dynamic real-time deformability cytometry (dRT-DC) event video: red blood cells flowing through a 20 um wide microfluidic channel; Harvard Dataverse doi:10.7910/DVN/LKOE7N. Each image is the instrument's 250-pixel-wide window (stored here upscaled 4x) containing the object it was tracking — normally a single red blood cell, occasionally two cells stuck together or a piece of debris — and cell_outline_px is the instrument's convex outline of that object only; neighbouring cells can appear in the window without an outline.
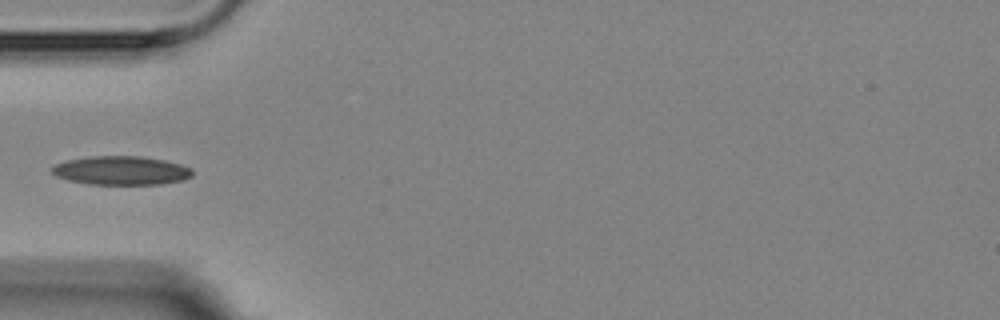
{"species": "Egyptian fruit bat (a non-hibernating species)", "species_latin": "Rousettus aegyptiacus", "temperature_condition": "room temperature", "stored_images_in_passage": 8, "camera_frame_rate_fps": 3000, "um_per_image_px": 0.085, "animal": {"sex": "female"}, "frame": {"image": 1, "passage_image": 5, "time_ms": 5.667, "image_size_px": [1000, 320], "cell_outline_px": [[192, 176], [184, 180], [160, 184], [88, 184], [68, 180], [56, 176], [52, 172], [52, 168], [56, 164], [68, 160], [88, 156], [140, 156], [164, 160], [180, 164], [192, 168]], "centroid_in_image_um": [10.32, 14.49], "position_along_channel_um": 74.7, "area_um2": 23.52}}
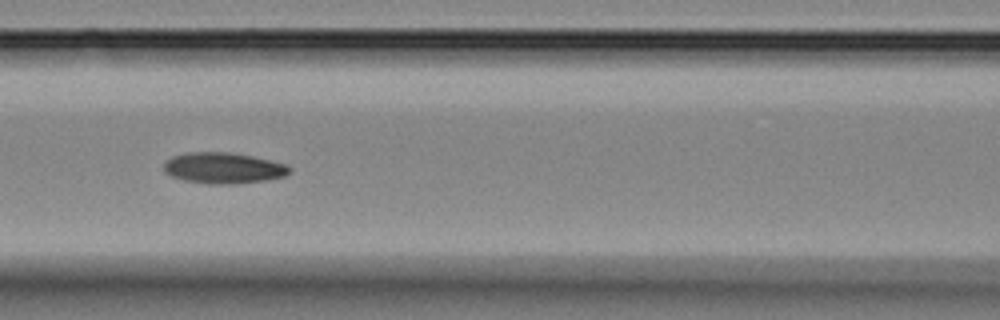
{"frame": {"image": 2, "passage_image": 7, "time_ms": 7.667, "image_size_px": [1000, 320], "cell_outline_px": [[292, 168], [284, 176], [264, 180], [232, 184], [208, 184], [184, 180], [172, 176], [164, 172], [164, 160], [172, 156], [184, 152], [232, 152], [272, 160], [288, 164]], "centroid_in_image_um": [18.96, 14.26], "position_along_channel_um": 147.6, "area_um2": 22.89}}
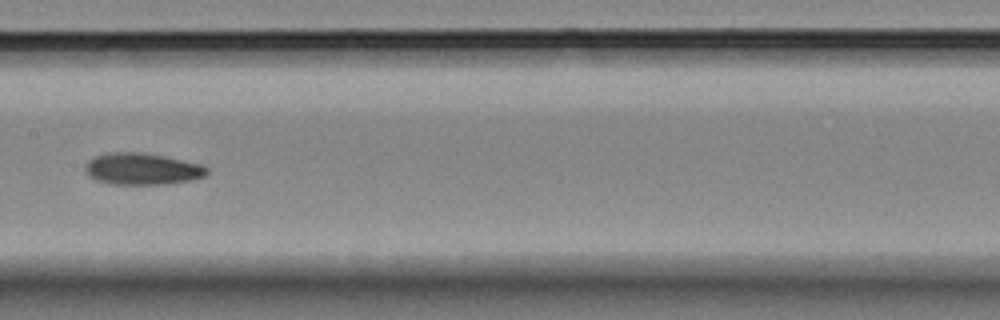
{"frame": {"image": 3, "passage_image": 8, "time_ms": 9.0, "image_size_px": [1000, 320], "cell_outline_px": [[208, 172], [204, 176], [192, 180], [168, 184], [112, 184], [96, 180], [88, 176], [84, 172], [84, 164], [88, 160], [96, 156], [108, 152], [140, 152], [164, 156], [200, 164], [208, 168]], "centroid_in_image_um": [12.04, 14.36], "position_along_channel_um": 195.4, "area_um2": 22.6}}